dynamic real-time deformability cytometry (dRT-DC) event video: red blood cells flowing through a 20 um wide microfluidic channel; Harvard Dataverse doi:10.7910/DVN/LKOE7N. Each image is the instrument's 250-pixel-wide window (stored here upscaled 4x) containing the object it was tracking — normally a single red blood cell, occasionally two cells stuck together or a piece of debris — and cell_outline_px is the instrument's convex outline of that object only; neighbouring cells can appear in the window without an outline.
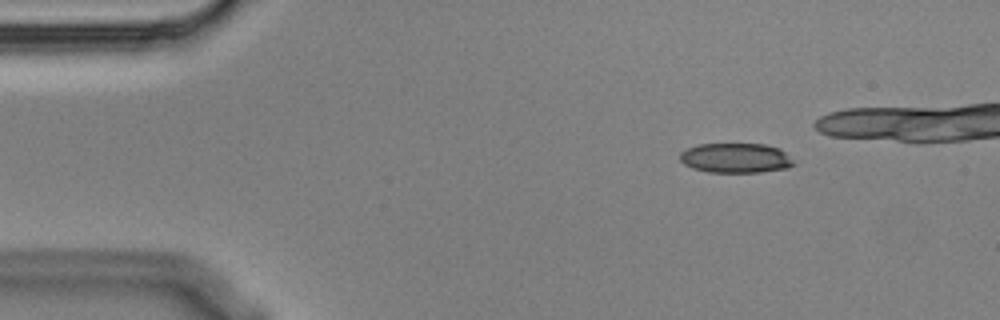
{"species": "Egyptian fruit bat (a non-hibernating species)", "species_latin": "Rousettus aegyptiacus", "temperature_condition": "cold", "stored_images_in_passage": 11, "camera_frame_rate_fps": 3000, "um_per_image_px": 0.085, "animal": {"sex": "male"}, "frame": {"image": 1, "passage_image": 1, "time_ms": 0.0, "image_size_px": [1000, 320], "cell_outline_px": [[796, 164], [788, 168], [760, 172], [708, 172], [692, 168], [684, 164], [680, 160], [680, 152], [696, 144], [764, 144], [780, 148]], "centroid_in_image_um": [62.52, 13.43], "position_along_channel_um": 22.5, "area_um2": 19.77}}